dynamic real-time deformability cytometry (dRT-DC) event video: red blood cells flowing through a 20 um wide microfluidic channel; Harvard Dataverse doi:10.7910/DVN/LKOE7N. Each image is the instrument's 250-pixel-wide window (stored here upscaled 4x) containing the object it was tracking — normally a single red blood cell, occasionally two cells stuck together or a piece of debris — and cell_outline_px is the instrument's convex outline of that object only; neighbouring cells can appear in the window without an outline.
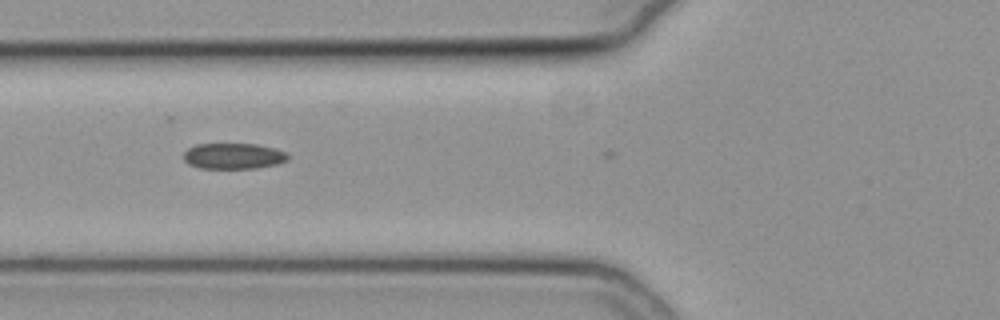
{"species": "common noctule bat (a hibernating species)", "species_latin": "Nyctalus noctula", "temperature_condition": "cold", "stored_images_in_passage": 33, "camera_frame_rate_fps": 3000, "um_per_image_px": 0.085, "animal": {"sex": "female", "body_mass_g": 19.3, "forearm_length_mm": 54.1}, "frame": {"image": 1, "passage_image": 3, "time_ms": 0.667, "image_size_px": [1000, 320], "cell_outline_px": [[288, 160], [280, 164], [256, 168], [200, 168], [188, 164], [184, 160], [184, 152], [188, 148], [196, 144], [256, 144], [272, 148], [284, 152], [288, 156]], "centroid_in_image_um": [19.83, 13.27], "position_along_channel_um": 106.0, "area_um2": 15.66}}
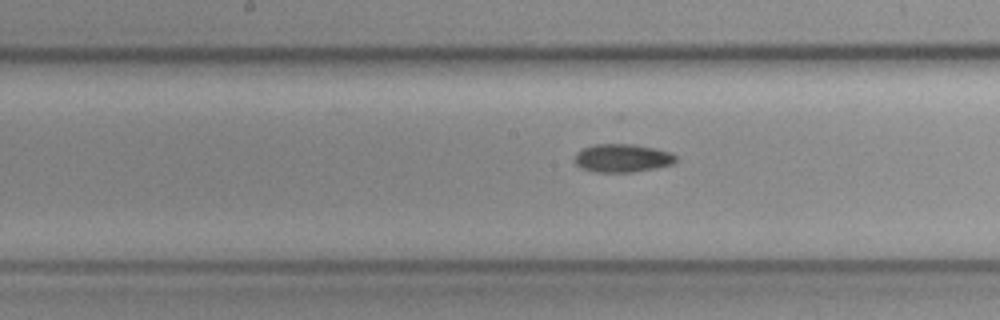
{"frame": {"image": 2, "passage_image": 10, "time_ms": 3.0, "image_size_px": [1000, 320], "cell_outline_px": [[676, 160], [672, 164], [656, 168], [632, 172], [592, 172], [580, 168], [576, 164], [576, 152], [592, 144], [632, 144], [652, 148], [668, 152], [676, 156]], "centroid_in_image_um": [52.86, 13.45], "position_along_channel_um": 195.3, "area_um2": 16.53}}
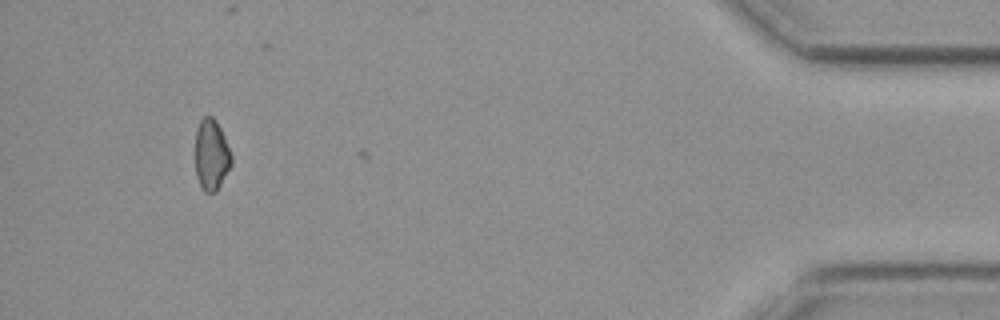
{"frame": {"image": 3, "passage_image": 33, "time_ms": 10.667, "image_size_px": [1000, 320], "cell_outline_px": [[232, 164], [216, 192], [204, 192], [200, 188], [196, 176], [196, 128], [200, 120], [204, 116], [212, 116], [216, 120], [224, 136], [232, 156]], "centroid_in_image_um": [17.96, 13.17], "position_along_channel_um": 417.2, "area_um2": 15.03}, "authors_computed_cell_mechanics": {"area_um2": 15.895, "velocity_mm_per_s": 3.8061, "shape_relaxation_time_tau1_ms": 5.6043, "shape_relaxation_time_tau2_ms": 5.9361, "deformation_change_tau1": 0.0968, "deformation_change_tau2": 0.0965}}